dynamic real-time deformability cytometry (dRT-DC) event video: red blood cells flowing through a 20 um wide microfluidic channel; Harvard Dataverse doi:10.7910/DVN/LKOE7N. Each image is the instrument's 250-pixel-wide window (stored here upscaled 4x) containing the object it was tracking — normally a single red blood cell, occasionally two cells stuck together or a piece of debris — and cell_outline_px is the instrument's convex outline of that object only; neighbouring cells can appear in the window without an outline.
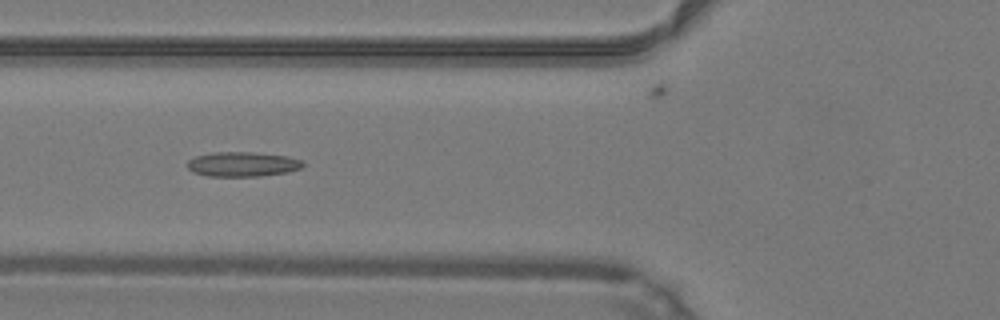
{"species": "common noctule bat (a hibernating species)", "species_latin": "Nyctalus noctula", "temperature_condition": "warm", "stored_images_in_passage": 41, "camera_frame_rate_fps": 3000, "um_per_image_px": 0.085, "animal": {"sex": "male", "body_mass_g": 19.2, "forearm_length_mm": 51.8}, "frame": {"image": 1, "passage_image": 11, "time_ms": 3.333, "image_size_px": [1000, 320], "cell_outline_px": [[304, 164], [300, 168], [288, 172], [260, 176], [208, 176], [192, 172], [188, 168], [188, 160], [196, 156], [212, 152], [252, 152], [288, 156], [300, 160]], "centroid_in_image_um": [20.59, 13.95], "position_along_channel_um": 105.2, "area_um2": 16.59}}
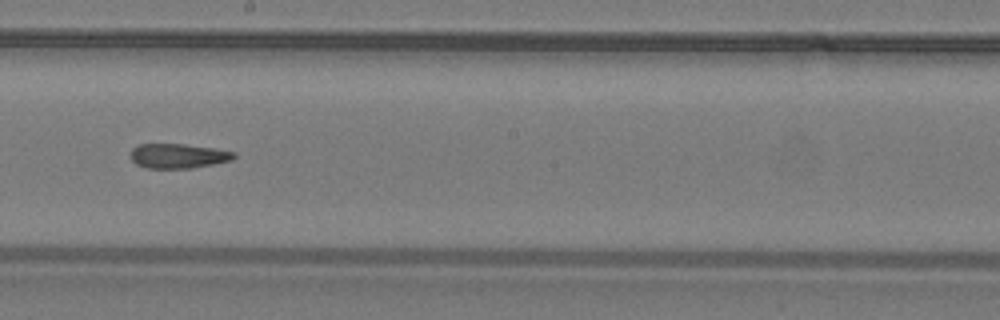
{"frame": {"image": 2, "passage_image": 20, "time_ms": 6.333, "image_size_px": [1000, 320], "cell_outline_px": [[236, 156], [232, 160], [192, 168], [148, 168], [136, 164], [132, 160], [132, 148], [140, 144], [184, 144], [212, 148], [236, 152]], "centroid_in_image_um": [15.16, 13.25], "position_along_channel_um": 233.0, "area_um2": 14.68}}
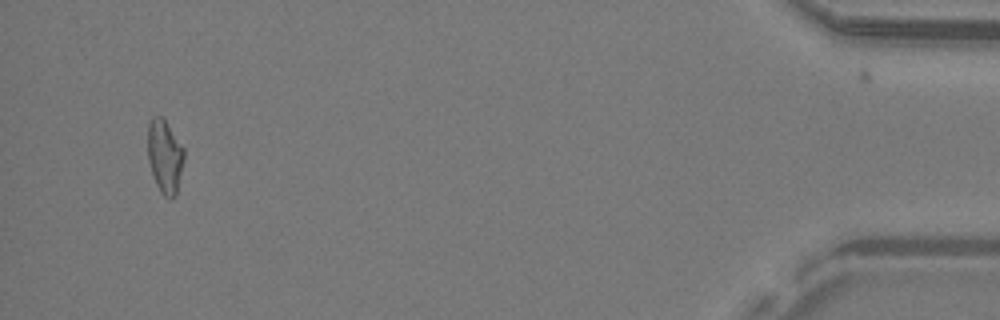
{"frame": {"image": 3, "passage_image": 39, "time_ms": 12.667, "image_size_px": [1000, 320], "cell_outline_px": [[184, 160], [176, 196], [164, 196], [160, 192], [156, 184], [148, 160], [148, 124], [152, 116], [164, 116], [184, 148]], "centroid_in_image_um": [14.01, 13.23], "position_along_channel_um": 421.2, "area_um2": 15.66}, "authors_computed_cell_mechanics": {"area_um2": 15.4904, "velocity_mm_per_s": 4.2587, "shape_relaxation_time_tau1_ms": null, "shape_relaxation_time_tau2_ms": 4.7878, "deformation_change_tau1": null, "deformation_change_tau2": 0.1585}}